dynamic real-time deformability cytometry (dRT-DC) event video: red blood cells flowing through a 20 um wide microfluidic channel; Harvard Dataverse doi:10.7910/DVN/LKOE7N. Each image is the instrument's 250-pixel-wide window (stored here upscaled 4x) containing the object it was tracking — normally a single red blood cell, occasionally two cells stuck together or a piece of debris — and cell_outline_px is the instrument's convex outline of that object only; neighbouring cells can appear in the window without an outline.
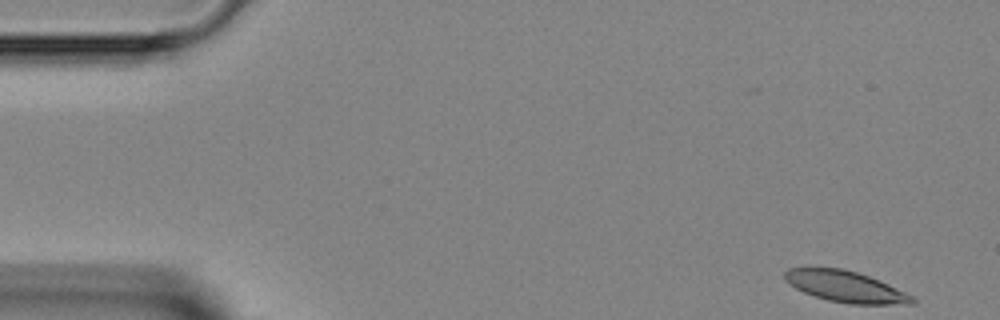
{"species": "Egyptian fruit bat (a non-hibernating species)", "species_latin": "Rousettus aegyptiacus", "temperature_condition": "room temperature", "stored_images_in_passage": 44, "camera_frame_rate_fps": 3000, "um_per_image_px": 0.085, "animal": {"sex": "female"}, "frame": {"image": 1, "passage_image": 1, "time_ms": 0.0, "image_size_px": [1000, 320], "cell_outline_px": [[916, 304], [848, 304], [828, 300], [804, 292], [788, 284], [784, 280], [784, 272], [788, 268], [844, 268], [868, 276], [888, 284], [912, 296], [916, 300]], "centroid_in_image_um": [71.85, 24.36], "position_along_channel_um": 13.1, "area_um2": 23.0}}
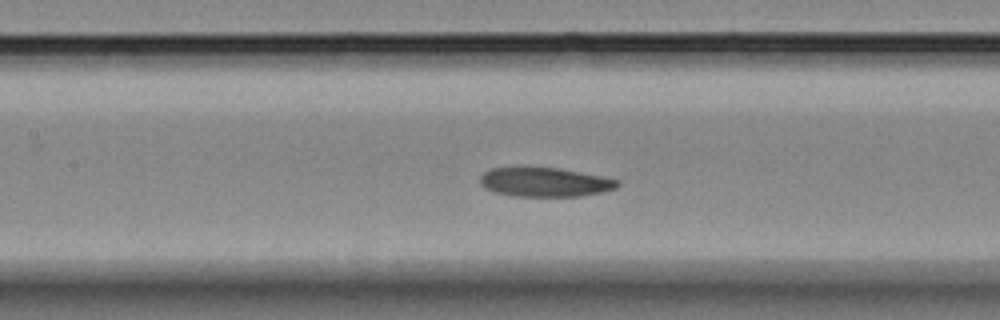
{"frame": {"image": 2, "passage_image": 19, "time_ms": 6.0, "image_size_px": [1000, 320], "cell_outline_px": [[620, 184], [616, 188], [600, 192], [580, 196], [512, 196], [496, 192], [480, 184], [480, 176], [484, 172], [492, 168], [560, 168], [620, 180]], "centroid_in_image_um": [46.33, 15.48], "position_along_channel_um": 161.1, "area_um2": 23.0}}
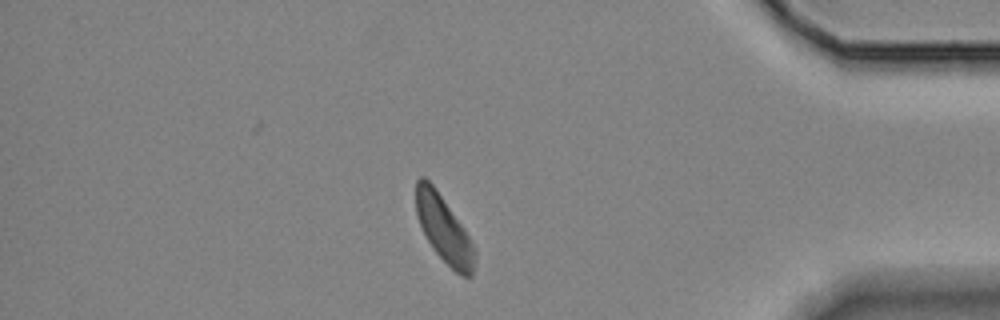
{"frame": {"image": 3, "passage_image": 38, "time_ms": 12.333, "image_size_px": [1000, 320], "cell_outline_px": [[476, 252], [472, 276], [460, 276], [432, 248], [416, 216], [416, 180], [420, 176], [424, 176], [432, 184], [464, 228]], "centroid_in_image_um": [37.72, 19.47], "position_along_channel_um": 397.5, "area_um2": 22.31}}